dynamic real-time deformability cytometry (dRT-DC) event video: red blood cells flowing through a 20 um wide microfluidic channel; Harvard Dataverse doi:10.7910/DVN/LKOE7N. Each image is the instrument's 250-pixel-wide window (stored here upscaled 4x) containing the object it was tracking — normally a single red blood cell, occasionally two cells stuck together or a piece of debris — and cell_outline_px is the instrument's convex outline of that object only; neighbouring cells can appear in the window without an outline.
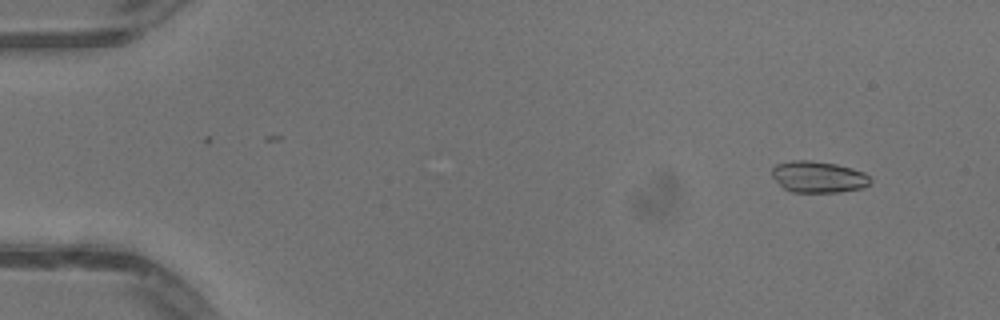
{"species": "common noctule bat (a hibernating species)", "species_latin": "Nyctalus noctula", "temperature_condition": "warm", "stored_images_in_passage": 51, "camera_frame_rate_fps": 3000, "um_per_image_px": 0.085, "animal": {"sex": "male", "body_mass_g": 13.3}, "frame": {"image": 1, "passage_image": 5, "time_ms": 1.333, "image_size_px": [1000, 320], "cell_outline_px": [[872, 180], [864, 188], [840, 192], [792, 192], [784, 188], [772, 176], [772, 168], [776, 164], [792, 160], [812, 160], [836, 164], [852, 168], [864, 172]], "centroid_in_image_um": [69.57, 15.03], "position_along_channel_um": 15.4, "area_um2": 18.09}}
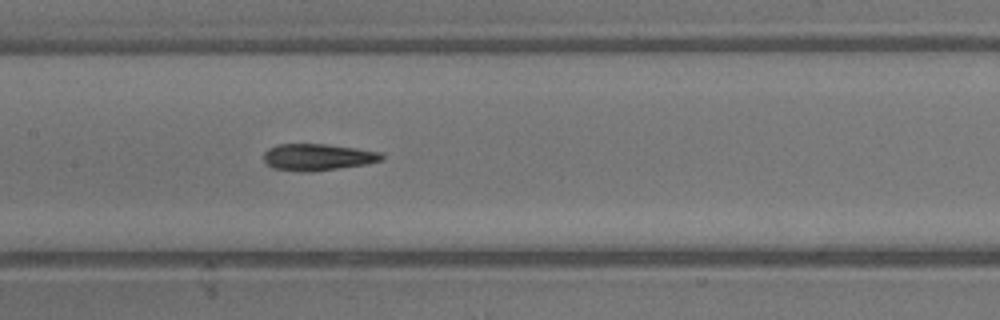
{"frame": {"image": 2, "passage_image": 26, "time_ms": 8.333, "image_size_px": [1000, 320], "cell_outline_px": [[384, 160], [368, 164], [312, 172], [300, 172], [272, 168], [264, 160], [264, 152], [268, 148], [276, 144], [324, 144], [356, 148], [380, 152], [384, 156]], "centroid_in_image_um": [27.01, 13.36], "position_along_channel_um": 180.4, "area_um2": 18.55}}
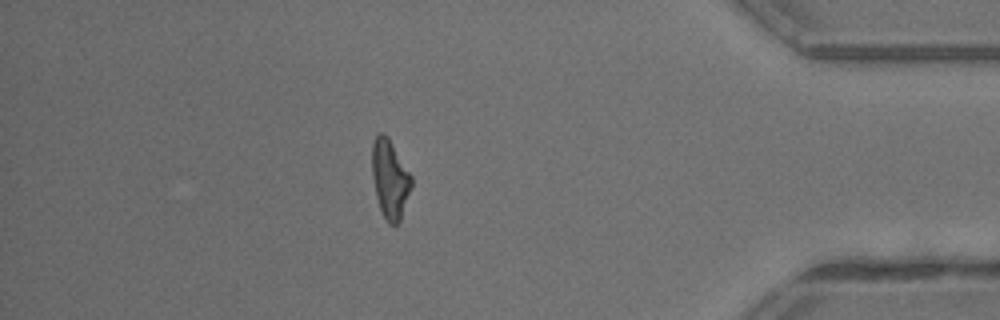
{"frame": {"image": 3, "passage_image": 45, "time_ms": 14.667, "image_size_px": [1000, 320], "cell_outline_px": [[412, 188], [400, 220], [396, 224], [388, 224], [380, 208], [376, 196], [372, 176], [372, 144], [376, 136], [380, 132], [384, 132], [388, 136], [412, 176]], "centroid_in_image_um": [33.15, 15.19], "position_along_channel_um": 402.0, "area_um2": 18.09}, "authors_computed_cell_mechanics": {"area_um2": 18.1492, "velocity_mm_per_s": 4.1227, "shape_relaxation_time_tau1_ms": 3.9373, "shape_relaxation_time_tau2_ms": 2.0381, "deformation_change_tau1": 0.2089, "deformation_change_tau2": 0.1243}}